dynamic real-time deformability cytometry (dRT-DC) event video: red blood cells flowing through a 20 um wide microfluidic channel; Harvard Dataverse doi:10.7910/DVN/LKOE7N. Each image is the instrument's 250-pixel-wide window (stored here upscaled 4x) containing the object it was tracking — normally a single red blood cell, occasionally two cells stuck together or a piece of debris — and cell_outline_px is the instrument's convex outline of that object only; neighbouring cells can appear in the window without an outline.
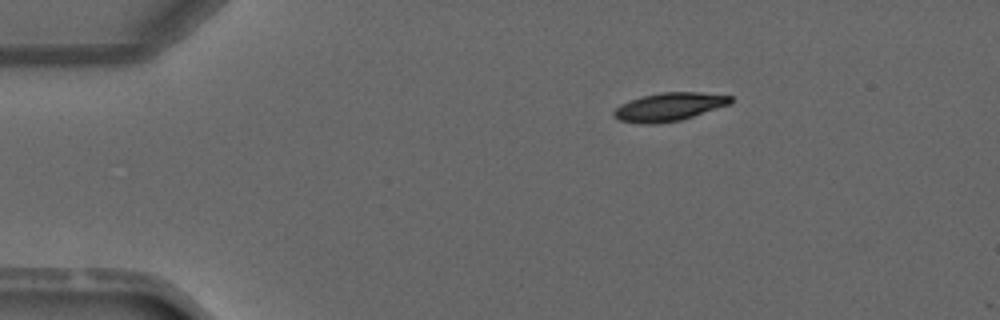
{"species": "common noctule bat (a hibernating species)", "species_latin": "Nyctalus noctula", "temperature_condition": "warm", "stored_images_in_passage": 3, "camera_frame_rate_fps": 3000, "um_per_image_px": 0.085, "animal": {"sex": "male", "forearm_length_mm": 52.5}, "frame": {"image": 1, "passage_image": 1, "time_ms": 0.0, "image_size_px": [1000, 320], "cell_outline_px": [[732, 104], [680, 120], [656, 124], [640, 124], [620, 120], [612, 116], [612, 112], [620, 104], [628, 100], [640, 96], [660, 92], [700, 92], [732, 96]], "centroid_in_image_um": [56.85, 9.08], "position_along_channel_um": 28.2, "area_um2": 19.48}}
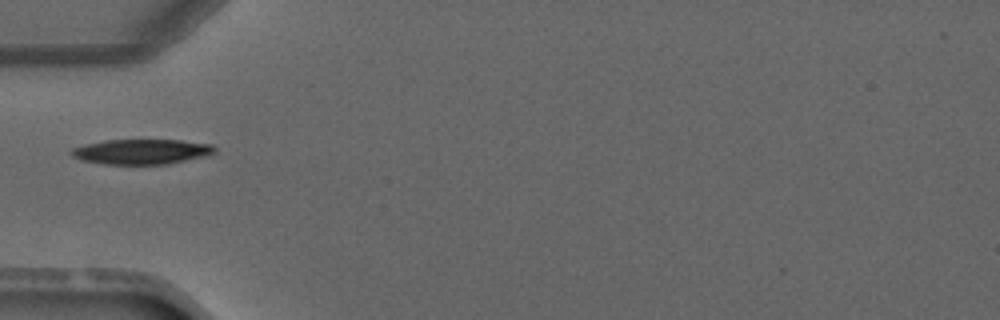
{"frame": {"image": 2, "passage_image": 3, "time_ms": 2.333, "image_size_px": [1000, 320], "cell_outline_px": [[216, 152], [204, 156], [168, 164], [104, 164], [80, 160], [72, 156], [68, 152], [72, 148], [104, 140], [180, 140], [212, 144], [216, 148]], "centroid_in_image_um": [12.02, 12.89], "position_along_channel_um": 73.0, "area_um2": 20.92}}